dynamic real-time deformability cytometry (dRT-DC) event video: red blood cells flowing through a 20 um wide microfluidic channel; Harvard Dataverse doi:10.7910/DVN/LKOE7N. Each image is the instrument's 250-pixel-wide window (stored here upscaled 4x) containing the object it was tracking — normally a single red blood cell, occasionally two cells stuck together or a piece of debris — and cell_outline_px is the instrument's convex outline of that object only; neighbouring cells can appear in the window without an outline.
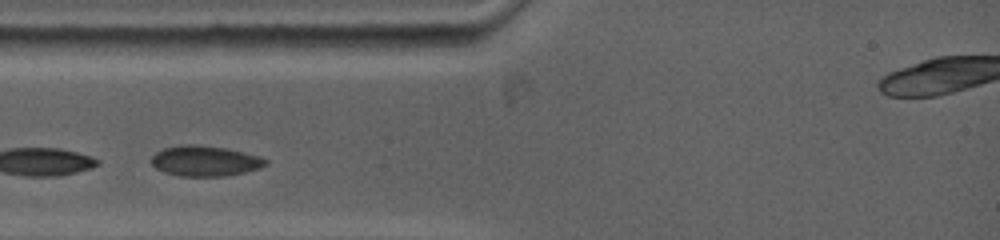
{"species": "common noctule bat (a hibernating species)", "species_latin": "Nyctalus noctula", "temperature_condition": "warm", "stored_images_in_passage": 7, "camera_frame_rate_fps": 5000, "um_per_image_px": 0.085, "animal": {"sex": "female", "body_mass_g": 19.0, "forearm_length_mm": 53.3}, "frame": {"image": 1, "passage_image": 3, "time_ms": 0.8, "image_size_px": [1000, 240], "cell_outline_px": [[268, 164], [260, 168], [244, 172], [224, 176], [180, 176], [164, 172], [156, 168], [152, 164], [152, 156], [156, 152], [164, 148], [180, 144], [196, 144], [224, 148], [244, 152], [260, 156], [268, 160]], "centroid_in_image_um": [17.43, 13.67], "position_along_channel_um": 67.6, "area_um2": 20.29}}